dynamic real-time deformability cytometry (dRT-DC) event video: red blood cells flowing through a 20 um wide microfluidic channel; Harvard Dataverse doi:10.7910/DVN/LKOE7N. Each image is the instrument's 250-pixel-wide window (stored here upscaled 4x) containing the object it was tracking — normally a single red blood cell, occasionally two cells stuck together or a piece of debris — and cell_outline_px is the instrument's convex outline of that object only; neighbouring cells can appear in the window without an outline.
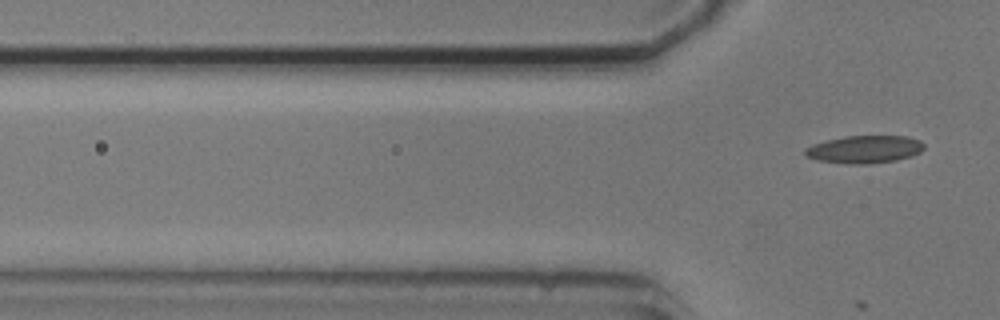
{"species": "common noctule bat (a hibernating species)", "species_latin": "Nyctalus noctula", "temperature_condition": "cold", "stored_images_in_passage": 3, "camera_frame_rate_fps": 3000, "um_per_image_px": 0.085, "animal": {"sex": "male", "body_mass_g": 20.5, "forearm_length_mm": 52.5}, "frame": {"image": 1, "passage_image": 3, "time_ms": 2.333, "image_size_px": [1000, 320], "cell_outline_px": [[924, 148], [920, 152], [912, 156], [896, 160], [868, 164], [848, 164], [816, 160], [804, 156], [804, 148], [812, 144], [844, 136], [908, 136], [920, 140], [924, 144]], "centroid_in_image_um": [73.47, 12.7], "position_along_channel_um": 52.3, "area_um2": 19.36}}